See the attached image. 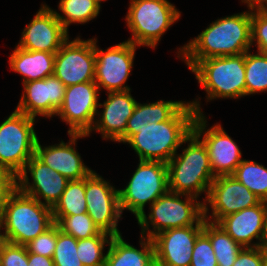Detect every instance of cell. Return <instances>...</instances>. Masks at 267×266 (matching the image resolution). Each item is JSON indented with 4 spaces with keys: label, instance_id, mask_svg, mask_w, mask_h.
I'll return each instance as SVG.
<instances>
[{
    "label": "cell",
    "instance_id": "1",
    "mask_svg": "<svg viewBox=\"0 0 267 266\" xmlns=\"http://www.w3.org/2000/svg\"><path fill=\"white\" fill-rule=\"evenodd\" d=\"M251 47V11H244L210 23L178 49L177 57L191 70L200 60L244 54Z\"/></svg>",
    "mask_w": 267,
    "mask_h": 266
},
{
    "label": "cell",
    "instance_id": "2",
    "mask_svg": "<svg viewBox=\"0 0 267 266\" xmlns=\"http://www.w3.org/2000/svg\"><path fill=\"white\" fill-rule=\"evenodd\" d=\"M200 101L187 102L170 120L149 123L138 129L126 143L136 152L139 160L168 163L179 147L192 133L197 114L203 115Z\"/></svg>",
    "mask_w": 267,
    "mask_h": 266
},
{
    "label": "cell",
    "instance_id": "3",
    "mask_svg": "<svg viewBox=\"0 0 267 266\" xmlns=\"http://www.w3.org/2000/svg\"><path fill=\"white\" fill-rule=\"evenodd\" d=\"M186 143L188 146L183 149L182 154L176 152L166 164L169 191L196 198L206 193L204 203L215 179L208 151L193 132L186 138Z\"/></svg>",
    "mask_w": 267,
    "mask_h": 266
},
{
    "label": "cell",
    "instance_id": "4",
    "mask_svg": "<svg viewBox=\"0 0 267 266\" xmlns=\"http://www.w3.org/2000/svg\"><path fill=\"white\" fill-rule=\"evenodd\" d=\"M53 224L51 207L16 188L7 199L0 230L6 242L26 245Z\"/></svg>",
    "mask_w": 267,
    "mask_h": 266
},
{
    "label": "cell",
    "instance_id": "5",
    "mask_svg": "<svg viewBox=\"0 0 267 266\" xmlns=\"http://www.w3.org/2000/svg\"><path fill=\"white\" fill-rule=\"evenodd\" d=\"M185 197L184 200L180 199ZM198 198L168 191L137 218L141 235L152 239L158 233L190 225H204V204ZM199 201V202H198ZM152 230L150 229L151 226Z\"/></svg>",
    "mask_w": 267,
    "mask_h": 266
},
{
    "label": "cell",
    "instance_id": "6",
    "mask_svg": "<svg viewBox=\"0 0 267 266\" xmlns=\"http://www.w3.org/2000/svg\"><path fill=\"white\" fill-rule=\"evenodd\" d=\"M190 71L207 92V102L245 96V53L203 59Z\"/></svg>",
    "mask_w": 267,
    "mask_h": 266
},
{
    "label": "cell",
    "instance_id": "7",
    "mask_svg": "<svg viewBox=\"0 0 267 266\" xmlns=\"http://www.w3.org/2000/svg\"><path fill=\"white\" fill-rule=\"evenodd\" d=\"M125 21L132 37L127 41L155 48L164 33L181 17L168 0H130Z\"/></svg>",
    "mask_w": 267,
    "mask_h": 266
},
{
    "label": "cell",
    "instance_id": "8",
    "mask_svg": "<svg viewBox=\"0 0 267 266\" xmlns=\"http://www.w3.org/2000/svg\"><path fill=\"white\" fill-rule=\"evenodd\" d=\"M35 120L15 109L0 124V163L16 177L35 154Z\"/></svg>",
    "mask_w": 267,
    "mask_h": 266
},
{
    "label": "cell",
    "instance_id": "9",
    "mask_svg": "<svg viewBox=\"0 0 267 266\" xmlns=\"http://www.w3.org/2000/svg\"><path fill=\"white\" fill-rule=\"evenodd\" d=\"M169 191L166 163L139 160L138 167L124 189H118L121 212L129 210L136 219L148 203L153 204Z\"/></svg>",
    "mask_w": 267,
    "mask_h": 266
},
{
    "label": "cell",
    "instance_id": "10",
    "mask_svg": "<svg viewBox=\"0 0 267 266\" xmlns=\"http://www.w3.org/2000/svg\"><path fill=\"white\" fill-rule=\"evenodd\" d=\"M136 47L138 46L124 41L103 50L97 46V39L94 38V82L99 90L104 89L107 93L131 90L125 83L134 66Z\"/></svg>",
    "mask_w": 267,
    "mask_h": 266
},
{
    "label": "cell",
    "instance_id": "11",
    "mask_svg": "<svg viewBox=\"0 0 267 266\" xmlns=\"http://www.w3.org/2000/svg\"><path fill=\"white\" fill-rule=\"evenodd\" d=\"M100 90L94 81L67 86L56 116L69 125L68 134H88L99 111Z\"/></svg>",
    "mask_w": 267,
    "mask_h": 266
},
{
    "label": "cell",
    "instance_id": "12",
    "mask_svg": "<svg viewBox=\"0 0 267 266\" xmlns=\"http://www.w3.org/2000/svg\"><path fill=\"white\" fill-rule=\"evenodd\" d=\"M85 199L87 214L102 232L111 236L122 234L117 228L122 218L118 189L92 171L85 178Z\"/></svg>",
    "mask_w": 267,
    "mask_h": 266
},
{
    "label": "cell",
    "instance_id": "13",
    "mask_svg": "<svg viewBox=\"0 0 267 266\" xmlns=\"http://www.w3.org/2000/svg\"><path fill=\"white\" fill-rule=\"evenodd\" d=\"M79 37L72 41L68 38L55 55L53 75L66 87L95 78L94 38L83 40Z\"/></svg>",
    "mask_w": 267,
    "mask_h": 266
},
{
    "label": "cell",
    "instance_id": "14",
    "mask_svg": "<svg viewBox=\"0 0 267 266\" xmlns=\"http://www.w3.org/2000/svg\"><path fill=\"white\" fill-rule=\"evenodd\" d=\"M260 202L261 199L234 176H217L210 185L208 196L203 203L204 219L218 223L223 217L253 207ZM209 208L212 211L210 215Z\"/></svg>",
    "mask_w": 267,
    "mask_h": 266
},
{
    "label": "cell",
    "instance_id": "15",
    "mask_svg": "<svg viewBox=\"0 0 267 266\" xmlns=\"http://www.w3.org/2000/svg\"><path fill=\"white\" fill-rule=\"evenodd\" d=\"M205 117L204 114L195 116L192 132L206 146L213 175H232L243 161L241 150L219 123L207 129Z\"/></svg>",
    "mask_w": 267,
    "mask_h": 266
},
{
    "label": "cell",
    "instance_id": "16",
    "mask_svg": "<svg viewBox=\"0 0 267 266\" xmlns=\"http://www.w3.org/2000/svg\"><path fill=\"white\" fill-rule=\"evenodd\" d=\"M28 173L31 174L32 183L29 182ZM69 181L41 162L35 155L30 158L16 177L17 188L20 191L51 208L60 200Z\"/></svg>",
    "mask_w": 267,
    "mask_h": 266
},
{
    "label": "cell",
    "instance_id": "17",
    "mask_svg": "<svg viewBox=\"0 0 267 266\" xmlns=\"http://www.w3.org/2000/svg\"><path fill=\"white\" fill-rule=\"evenodd\" d=\"M18 47L30 51L56 53L69 38L68 31L57 19L55 10L42 4L37 14L22 31Z\"/></svg>",
    "mask_w": 267,
    "mask_h": 266
},
{
    "label": "cell",
    "instance_id": "18",
    "mask_svg": "<svg viewBox=\"0 0 267 266\" xmlns=\"http://www.w3.org/2000/svg\"><path fill=\"white\" fill-rule=\"evenodd\" d=\"M203 225L164 230L152 238L156 266H190L197 237Z\"/></svg>",
    "mask_w": 267,
    "mask_h": 266
},
{
    "label": "cell",
    "instance_id": "19",
    "mask_svg": "<svg viewBox=\"0 0 267 266\" xmlns=\"http://www.w3.org/2000/svg\"><path fill=\"white\" fill-rule=\"evenodd\" d=\"M23 94L16 110L36 119L51 118L61 107L66 86L54 75L23 83Z\"/></svg>",
    "mask_w": 267,
    "mask_h": 266
},
{
    "label": "cell",
    "instance_id": "20",
    "mask_svg": "<svg viewBox=\"0 0 267 266\" xmlns=\"http://www.w3.org/2000/svg\"><path fill=\"white\" fill-rule=\"evenodd\" d=\"M108 98L98 107L103 111L97 112L92 131L101 133L105 140L125 143V130L128 119L132 116L137 101L132 97L131 91L108 92ZM99 119V120H98Z\"/></svg>",
    "mask_w": 267,
    "mask_h": 266
},
{
    "label": "cell",
    "instance_id": "21",
    "mask_svg": "<svg viewBox=\"0 0 267 266\" xmlns=\"http://www.w3.org/2000/svg\"><path fill=\"white\" fill-rule=\"evenodd\" d=\"M70 140L50 146H42L39 138L35 147V156L44 164L66 177L68 180H82L93 170L85 165L81 155L76 151L78 139L88 137L87 134H68ZM73 145V146H72Z\"/></svg>",
    "mask_w": 267,
    "mask_h": 266
},
{
    "label": "cell",
    "instance_id": "22",
    "mask_svg": "<svg viewBox=\"0 0 267 266\" xmlns=\"http://www.w3.org/2000/svg\"><path fill=\"white\" fill-rule=\"evenodd\" d=\"M266 213L267 202L261 201L253 207L223 217L217 224L242 247H261ZM254 239L258 241L252 243Z\"/></svg>",
    "mask_w": 267,
    "mask_h": 266
},
{
    "label": "cell",
    "instance_id": "23",
    "mask_svg": "<svg viewBox=\"0 0 267 266\" xmlns=\"http://www.w3.org/2000/svg\"><path fill=\"white\" fill-rule=\"evenodd\" d=\"M141 249L124 241L122 235L113 236L106 253L105 266H156L152 239L140 236Z\"/></svg>",
    "mask_w": 267,
    "mask_h": 266
},
{
    "label": "cell",
    "instance_id": "24",
    "mask_svg": "<svg viewBox=\"0 0 267 266\" xmlns=\"http://www.w3.org/2000/svg\"><path fill=\"white\" fill-rule=\"evenodd\" d=\"M56 53L43 51H30L15 47L9 56L11 70L23 76V82L27 83L54 74V60Z\"/></svg>",
    "mask_w": 267,
    "mask_h": 266
},
{
    "label": "cell",
    "instance_id": "25",
    "mask_svg": "<svg viewBox=\"0 0 267 266\" xmlns=\"http://www.w3.org/2000/svg\"><path fill=\"white\" fill-rule=\"evenodd\" d=\"M203 232L210 239L218 266H232L244 247L217 223L204 219Z\"/></svg>",
    "mask_w": 267,
    "mask_h": 266
},
{
    "label": "cell",
    "instance_id": "26",
    "mask_svg": "<svg viewBox=\"0 0 267 266\" xmlns=\"http://www.w3.org/2000/svg\"><path fill=\"white\" fill-rule=\"evenodd\" d=\"M58 9L63 15L55 11L56 17L68 31L72 23L85 24L96 19L101 3L98 0H60Z\"/></svg>",
    "mask_w": 267,
    "mask_h": 266
},
{
    "label": "cell",
    "instance_id": "27",
    "mask_svg": "<svg viewBox=\"0 0 267 266\" xmlns=\"http://www.w3.org/2000/svg\"><path fill=\"white\" fill-rule=\"evenodd\" d=\"M252 193L267 202V168L255 161L243 159L232 174Z\"/></svg>",
    "mask_w": 267,
    "mask_h": 266
},
{
    "label": "cell",
    "instance_id": "28",
    "mask_svg": "<svg viewBox=\"0 0 267 266\" xmlns=\"http://www.w3.org/2000/svg\"><path fill=\"white\" fill-rule=\"evenodd\" d=\"M86 212L85 178L69 181L60 200L52 208L53 216H69Z\"/></svg>",
    "mask_w": 267,
    "mask_h": 266
},
{
    "label": "cell",
    "instance_id": "29",
    "mask_svg": "<svg viewBox=\"0 0 267 266\" xmlns=\"http://www.w3.org/2000/svg\"><path fill=\"white\" fill-rule=\"evenodd\" d=\"M267 92V55L245 52V96Z\"/></svg>",
    "mask_w": 267,
    "mask_h": 266
},
{
    "label": "cell",
    "instance_id": "30",
    "mask_svg": "<svg viewBox=\"0 0 267 266\" xmlns=\"http://www.w3.org/2000/svg\"><path fill=\"white\" fill-rule=\"evenodd\" d=\"M111 236L100 232L97 236L77 240V256L83 266H105L106 254L104 248L110 245Z\"/></svg>",
    "mask_w": 267,
    "mask_h": 266
},
{
    "label": "cell",
    "instance_id": "31",
    "mask_svg": "<svg viewBox=\"0 0 267 266\" xmlns=\"http://www.w3.org/2000/svg\"><path fill=\"white\" fill-rule=\"evenodd\" d=\"M53 219L63 233L73 236L76 240L88 239L101 232L87 212L69 216H53Z\"/></svg>",
    "mask_w": 267,
    "mask_h": 266
},
{
    "label": "cell",
    "instance_id": "32",
    "mask_svg": "<svg viewBox=\"0 0 267 266\" xmlns=\"http://www.w3.org/2000/svg\"><path fill=\"white\" fill-rule=\"evenodd\" d=\"M55 266H83L77 256V240L63 233L57 225V243L53 254Z\"/></svg>",
    "mask_w": 267,
    "mask_h": 266
},
{
    "label": "cell",
    "instance_id": "33",
    "mask_svg": "<svg viewBox=\"0 0 267 266\" xmlns=\"http://www.w3.org/2000/svg\"><path fill=\"white\" fill-rule=\"evenodd\" d=\"M56 243L57 224L54 223L49 229L26 244V247L29 253L52 258L55 252Z\"/></svg>",
    "mask_w": 267,
    "mask_h": 266
},
{
    "label": "cell",
    "instance_id": "34",
    "mask_svg": "<svg viewBox=\"0 0 267 266\" xmlns=\"http://www.w3.org/2000/svg\"><path fill=\"white\" fill-rule=\"evenodd\" d=\"M190 266H218L210 239L204 232L194 244Z\"/></svg>",
    "mask_w": 267,
    "mask_h": 266
},
{
    "label": "cell",
    "instance_id": "35",
    "mask_svg": "<svg viewBox=\"0 0 267 266\" xmlns=\"http://www.w3.org/2000/svg\"><path fill=\"white\" fill-rule=\"evenodd\" d=\"M267 55V11L251 12V45Z\"/></svg>",
    "mask_w": 267,
    "mask_h": 266
},
{
    "label": "cell",
    "instance_id": "36",
    "mask_svg": "<svg viewBox=\"0 0 267 266\" xmlns=\"http://www.w3.org/2000/svg\"><path fill=\"white\" fill-rule=\"evenodd\" d=\"M185 101L158 100L149 103V123H161L170 120L184 105Z\"/></svg>",
    "mask_w": 267,
    "mask_h": 266
},
{
    "label": "cell",
    "instance_id": "37",
    "mask_svg": "<svg viewBox=\"0 0 267 266\" xmlns=\"http://www.w3.org/2000/svg\"><path fill=\"white\" fill-rule=\"evenodd\" d=\"M0 266H28L26 245L5 242L0 253Z\"/></svg>",
    "mask_w": 267,
    "mask_h": 266
},
{
    "label": "cell",
    "instance_id": "38",
    "mask_svg": "<svg viewBox=\"0 0 267 266\" xmlns=\"http://www.w3.org/2000/svg\"><path fill=\"white\" fill-rule=\"evenodd\" d=\"M149 103L137 105L133 111L132 116L128 119L125 130V143L134 135L138 133V129L149 124Z\"/></svg>",
    "mask_w": 267,
    "mask_h": 266
},
{
    "label": "cell",
    "instance_id": "39",
    "mask_svg": "<svg viewBox=\"0 0 267 266\" xmlns=\"http://www.w3.org/2000/svg\"><path fill=\"white\" fill-rule=\"evenodd\" d=\"M232 266H265L262 247H244Z\"/></svg>",
    "mask_w": 267,
    "mask_h": 266
},
{
    "label": "cell",
    "instance_id": "40",
    "mask_svg": "<svg viewBox=\"0 0 267 266\" xmlns=\"http://www.w3.org/2000/svg\"><path fill=\"white\" fill-rule=\"evenodd\" d=\"M16 188V180H0V222L4 215L7 199Z\"/></svg>",
    "mask_w": 267,
    "mask_h": 266
},
{
    "label": "cell",
    "instance_id": "41",
    "mask_svg": "<svg viewBox=\"0 0 267 266\" xmlns=\"http://www.w3.org/2000/svg\"><path fill=\"white\" fill-rule=\"evenodd\" d=\"M28 266H55L51 257L28 252Z\"/></svg>",
    "mask_w": 267,
    "mask_h": 266
},
{
    "label": "cell",
    "instance_id": "42",
    "mask_svg": "<svg viewBox=\"0 0 267 266\" xmlns=\"http://www.w3.org/2000/svg\"><path fill=\"white\" fill-rule=\"evenodd\" d=\"M241 2L247 4L251 12L267 11V0H241Z\"/></svg>",
    "mask_w": 267,
    "mask_h": 266
},
{
    "label": "cell",
    "instance_id": "43",
    "mask_svg": "<svg viewBox=\"0 0 267 266\" xmlns=\"http://www.w3.org/2000/svg\"><path fill=\"white\" fill-rule=\"evenodd\" d=\"M0 180H16V176L10 173L1 163H0Z\"/></svg>",
    "mask_w": 267,
    "mask_h": 266
},
{
    "label": "cell",
    "instance_id": "44",
    "mask_svg": "<svg viewBox=\"0 0 267 266\" xmlns=\"http://www.w3.org/2000/svg\"><path fill=\"white\" fill-rule=\"evenodd\" d=\"M261 246H267V213L265 216L264 231L261 239Z\"/></svg>",
    "mask_w": 267,
    "mask_h": 266
},
{
    "label": "cell",
    "instance_id": "45",
    "mask_svg": "<svg viewBox=\"0 0 267 266\" xmlns=\"http://www.w3.org/2000/svg\"><path fill=\"white\" fill-rule=\"evenodd\" d=\"M263 249V253H264V262H265V266H267V246H261Z\"/></svg>",
    "mask_w": 267,
    "mask_h": 266
},
{
    "label": "cell",
    "instance_id": "46",
    "mask_svg": "<svg viewBox=\"0 0 267 266\" xmlns=\"http://www.w3.org/2000/svg\"><path fill=\"white\" fill-rule=\"evenodd\" d=\"M5 238L4 236L1 234V230H0V253H1V249L3 247V244L5 243Z\"/></svg>",
    "mask_w": 267,
    "mask_h": 266
}]
</instances>
